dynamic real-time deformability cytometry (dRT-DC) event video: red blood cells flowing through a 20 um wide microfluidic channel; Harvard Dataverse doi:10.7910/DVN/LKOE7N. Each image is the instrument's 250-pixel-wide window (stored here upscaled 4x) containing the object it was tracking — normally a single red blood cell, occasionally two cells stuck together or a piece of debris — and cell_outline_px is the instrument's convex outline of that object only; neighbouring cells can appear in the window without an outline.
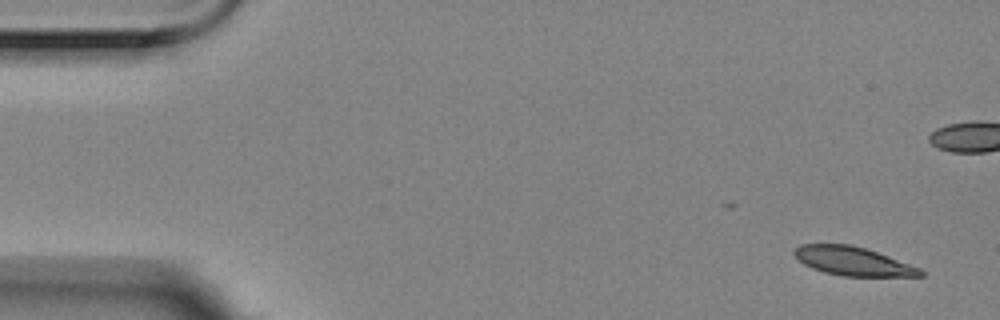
{"species": "Egyptian fruit bat (a non-hibernating species)", "species_latin": "Rousettus aegyptiacus", "temperature_condition": "room temperature", "stored_images_in_passage": 2, "camera_frame_rate_fps": 3000, "um_per_image_px": 0.085, "animal": {"sex": "female"}, "frame": {"image": 1, "passage_image": 2, "time_ms": 0.333, "image_size_px": [1000, 320], "cell_outline_px": [[924, 276], [844, 276], [824, 272], [812, 268], [804, 264], [792, 252], [800, 244], [852, 244], [876, 252], [920, 268], [924, 272]], "centroid_in_image_um": [72.48, 22.2], "position_along_channel_um": 12.5, "area_um2": 20.81}}